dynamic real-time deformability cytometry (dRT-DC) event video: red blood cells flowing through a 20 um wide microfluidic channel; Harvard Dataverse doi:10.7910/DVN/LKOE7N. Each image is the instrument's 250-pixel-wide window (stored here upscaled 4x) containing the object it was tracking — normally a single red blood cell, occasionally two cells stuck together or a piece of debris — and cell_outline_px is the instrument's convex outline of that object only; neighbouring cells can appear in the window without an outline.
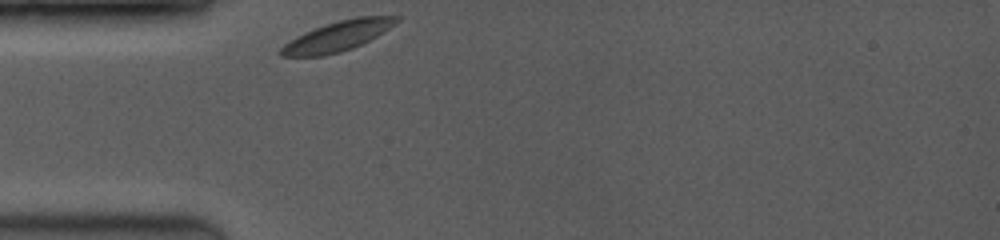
{"species": "common noctule bat (a hibernating species)", "species_latin": "Nyctalus noctula", "temperature_condition": "room temperature", "stored_images_in_passage": 38, "camera_frame_rate_fps": 3500, "um_per_image_px": 0.085, "animal": {"sex": "female", "body_mass_g": 19.0, "forearm_length_mm": 53.3}, "frame": {"image": 1, "passage_image": 1, "time_ms": 0.0, "image_size_px": [1000, 240], "cell_outline_px": [[400, 20], [396, 24], [376, 36], [352, 48], [340, 52], [324, 56], [280, 56], [276, 52], [284, 44], [296, 36], [304, 32], [340, 20], [356, 16], [400, 16]], "centroid_in_image_um": [28.68, 3.08], "position_along_channel_um": 56.3, "area_um2": 20.06}}
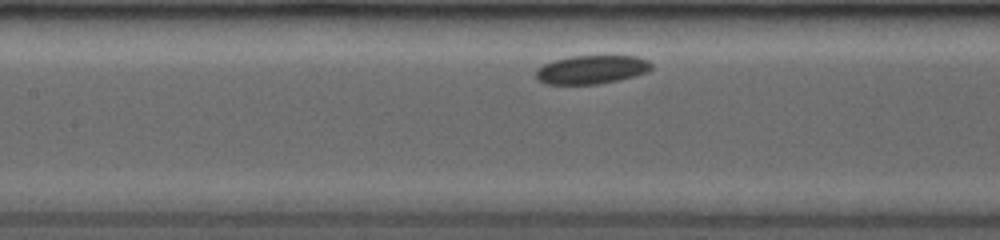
{"frame": {"image": 2, "passage_image": 12, "time_ms": 2.857, "image_size_px": [1000, 240], "cell_outline_px": [[652, 68], [648, 72], [620, 80], [596, 84], [548, 84], [540, 80], [536, 76], [536, 68], [552, 60], [568, 56], [636, 56], [648, 60], [652, 64]], "centroid_in_image_um": [50.3, 5.9], "position_along_channel_um": 157.1, "area_um2": 19.31}}
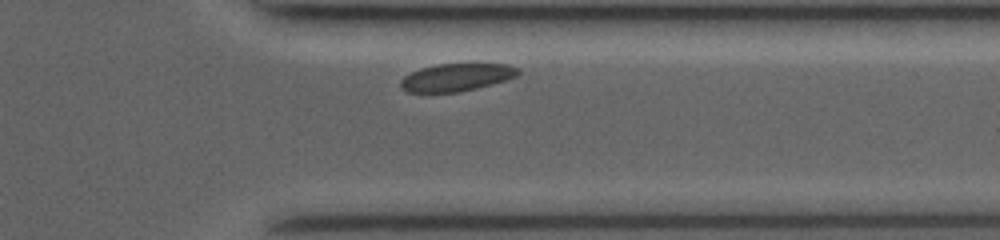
{"frame": {"image": 3, "passage_image": 34, "time_ms": 8.571, "image_size_px": [1000, 240], "cell_outline_px": [[520, 72], [516, 76], [504, 80], [476, 88], [456, 92], [408, 92], [400, 88], [400, 80], [404, 76], [420, 68], [436, 64], [468, 60], [476, 60], [508, 64], [516, 68]], "centroid_in_image_um": [38.82, 6.49], "position_along_channel_um": 372.6, "area_um2": 19.83}}